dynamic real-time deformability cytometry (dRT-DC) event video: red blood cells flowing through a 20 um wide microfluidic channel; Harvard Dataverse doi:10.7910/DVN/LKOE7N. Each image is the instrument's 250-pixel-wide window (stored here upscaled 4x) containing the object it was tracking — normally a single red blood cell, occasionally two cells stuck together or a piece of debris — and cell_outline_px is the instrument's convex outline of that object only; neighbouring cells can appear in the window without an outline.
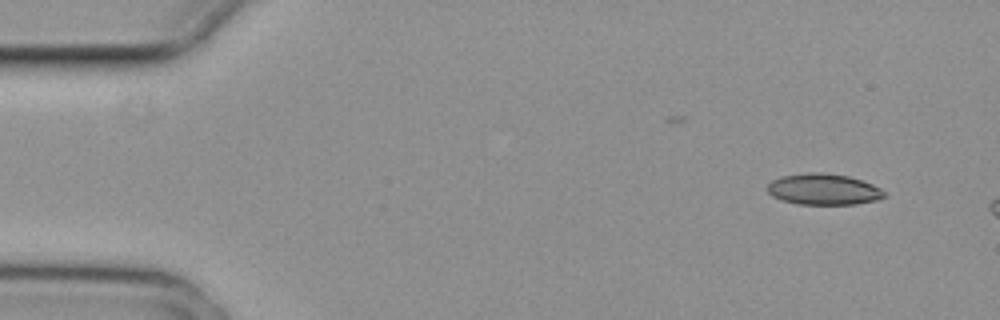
{"species": "common noctule bat (a hibernating species)", "species_latin": "Nyctalus noctula", "temperature_condition": "cold", "stored_images_in_passage": 3, "camera_frame_rate_fps": 3000, "um_per_image_px": 0.085, "animal": {"sex": "female", "body_mass_g": 29.2, "forearm_length_mm": 56.3}, "frame": {"image": 1, "passage_image": 1, "time_ms": 0.0, "image_size_px": [1000, 320], "cell_outline_px": [[888, 196], [876, 200], [856, 204], [800, 204], [780, 200], [772, 196], [768, 192], [768, 184], [772, 180], [780, 176], [808, 172], [820, 172], [848, 176], [872, 184], [880, 188]], "centroid_in_image_um": [69.99, 16.09], "position_along_channel_um": 15.0, "area_um2": 21.21}}